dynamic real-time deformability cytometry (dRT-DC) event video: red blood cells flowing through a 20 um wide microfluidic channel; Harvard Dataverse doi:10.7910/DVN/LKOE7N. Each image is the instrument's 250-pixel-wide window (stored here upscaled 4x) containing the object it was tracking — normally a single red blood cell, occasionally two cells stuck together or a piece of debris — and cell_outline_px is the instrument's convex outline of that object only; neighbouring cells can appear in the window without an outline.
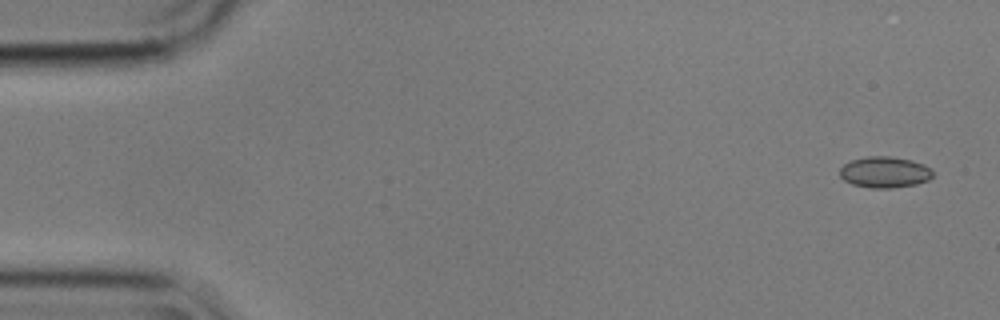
{"species": "common noctule bat (a hibernating species)", "species_latin": "Nyctalus noctula", "temperature_condition": "cold", "stored_images_in_passage": 5, "camera_frame_rate_fps": 3000, "um_per_image_px": 0.085, "animal": {"sex": "male", "body_mass_g": 17.9}, "frame": {"image": 1, "passage_image": 1, "time_ms": 0.0, "image_size_px": [1000, 320], "cell_outline_px": [[932, 176], [928, 180], [916, 184], [892, 188], [872, 188], [852, 184], [844, 180], [840, 176], [840, 168], [844, 164], [852, 160], [868, 156], [888, 156], [912, 160], [924, 164], [932, 168]], "centroid_in_image_um": [75.21, 14.63], "position_along_channel_um": 9.8, "area_um2": 16.88}}
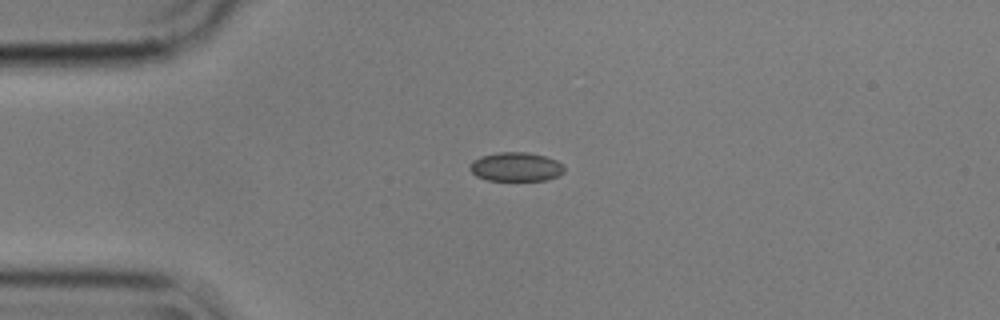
{"frame": {"image": 2, "passage_image": 4, "time_ms": 1.0, "image_size_px": [1000, 320], "cell_outline_px": [[564, 172], [556, 176], [544, 180], [488, 180], [476, 176], [468, 168], [468, 164], [472, 160], [480, 156], [496, 152], [528, 152], [544, 156], [556, 160], [564, 168]], "centroid_in_image_um": [43.78, 14.17], "position_along_channel_um": 41.2, "area_um2": 15.95}}